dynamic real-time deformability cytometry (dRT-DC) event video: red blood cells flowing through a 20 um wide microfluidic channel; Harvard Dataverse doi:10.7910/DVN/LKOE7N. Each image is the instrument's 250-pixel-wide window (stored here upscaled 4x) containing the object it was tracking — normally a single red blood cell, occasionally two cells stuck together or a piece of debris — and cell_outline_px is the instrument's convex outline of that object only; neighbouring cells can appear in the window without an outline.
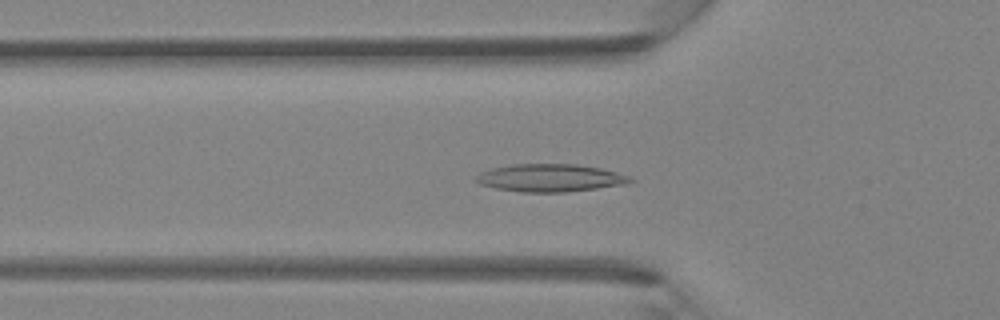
{"species": "Egyptian fruit bat (a non-hibernating species)", "species_latin": "Rousettus aegyptiacus", "temperature_condition": "room temperature", "stored_images_in_passage": 38, "camera_frame_rate_fps": 3000, "um_per_image_px": 0.085, "animal": {"sex": "female"}, "frame": {"image": 1, "passage_image": 8, "time_ms": 2.333, "image_size_px": [1000, 320], "cell_outline_px": [[636, 180], [628, 184], [564, 192], [520, 192], [496, 188], [480, 184], [476, 180], [476, 176], [480, 172], [492, 168], [512, 164], [576, 164], [600, 168], [632, 176]], "centroid_in_image_um": [46.8, 15.12], "position_along_channel_um": 79.0, "area_um2": 24.91}}
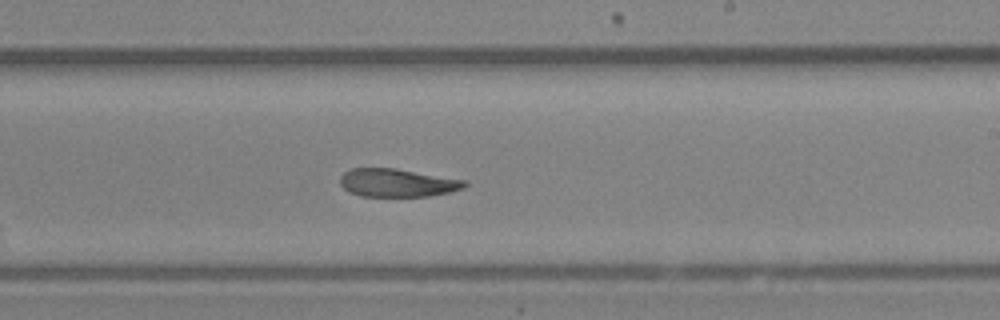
{"frame": {"image": 2, "passage_image": 20, "time_ms": 6.333, "image_size_px": [1000, 320], "cell_outline_px": [[468, 184], [464, 188], [448, 192], [428, 196], [360, 196], [348, 192], [340, 184], [340, 176], [348, 168], [396, 168], [468, 180]], "centroid_in_image_um": [33.77, 15.53], "position_along_channel_um": 255.2, "area_um2": 20.63}}
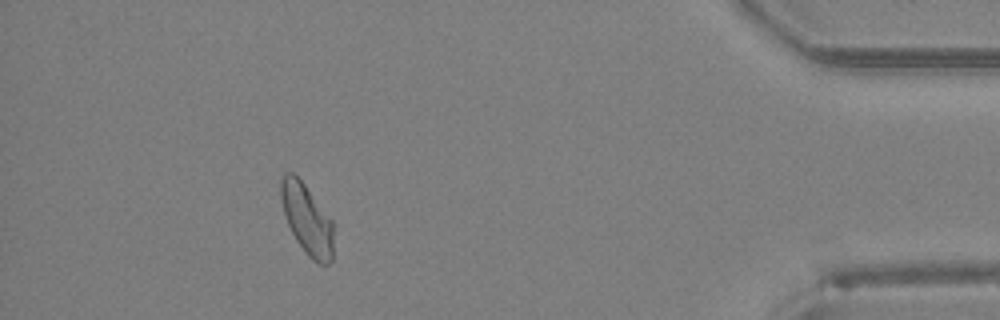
{"frame": {"image": 3, "passage_image": 34, "time_ms": 11.0, "image_size_px": [1000, 320], "cell_outline_px": [[336, 224], [332, 260], [328, 264], [320, 264], [312, 260], [308, 256], [296, 240], [288, 224], [280, 200], [280, 180], [284, 172], [292, 172], [304, 184]], "centroid_in_image_um": [26.13, 18.65], "position_along_channel_um": 409.1, "area_um2": 21.96}}